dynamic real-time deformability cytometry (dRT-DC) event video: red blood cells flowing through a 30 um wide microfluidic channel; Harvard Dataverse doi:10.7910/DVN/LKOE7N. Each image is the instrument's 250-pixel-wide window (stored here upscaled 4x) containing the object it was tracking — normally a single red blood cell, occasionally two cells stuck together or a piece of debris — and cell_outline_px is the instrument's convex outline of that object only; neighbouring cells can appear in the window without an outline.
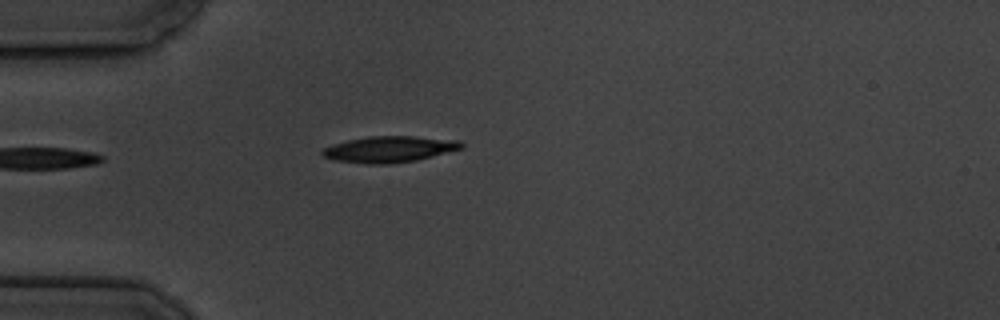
{"species": "common noctule bat (a hibernating species)", "species_latin": "Nyctalus noctula", "temperature_condition": "cold", "stored_images_in_passage": 4, "camera_frame_rate_fps": 3000, "um_per_image_px": 0.085, "animal": {"sex": "male", "body_mass_g": 19.5, "forearm_length_mm": 54.6}, "frame": {"image": 1, "passage_image": 4, "time_ms": 3.667, "image_size_px": [1000, 320], "cell_outline_px": [[464, 148], [416, 160], [388, 164], [368, 164], [332, 160], [324, 156], [320, 152], [324, 148], [332, 144], [348, 140], [368, 136], [412, 136], [460, 140], [464, 144]], "centroid_in_image_um": [33.09, 12.68], "position_along_channel_um": 51.9, "area_um2": 21.27}}